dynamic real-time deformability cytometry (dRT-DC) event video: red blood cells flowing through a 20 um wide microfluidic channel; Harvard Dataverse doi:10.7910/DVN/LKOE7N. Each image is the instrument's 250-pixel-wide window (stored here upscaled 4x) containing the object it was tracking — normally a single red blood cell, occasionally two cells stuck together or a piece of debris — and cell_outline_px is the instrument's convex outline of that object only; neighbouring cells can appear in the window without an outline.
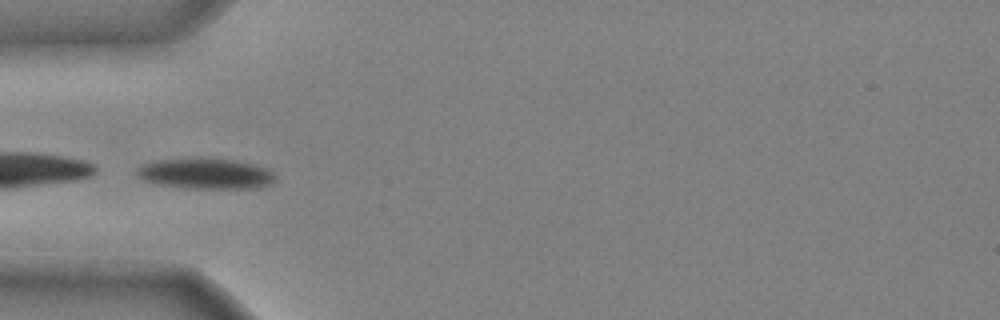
{"species": "common noctule bat (a hibernating species)", "species_latin": "Nyctalus noctula", "temperature_condition": "cold", "stored_images_in_passage": 34, "camera_frame_rate_fps": 3000, "um_per_image_px": 0.085, "animal": {"sex": "male", "body_mass_g": 20.4}, "frame": {"image": 1, "passage_image": 1, "time_ms": 0.0, "image_size_px": [1000, 320], "cell_outline_px": [[276, 180], [272, 184], [260, 188], [188, 188], [160, 184], [144, 180], [136, 176], [136, 168], [140, 164], [156, 160], [196, 156], [200, 156], [236, 160], [252, 164], [264, 168], [272, 172], [276, 176]], "centroid_in_image_um": [17.45, 14.73], "position_along_channel_um": 67.5, "area_um2": 25.37}}
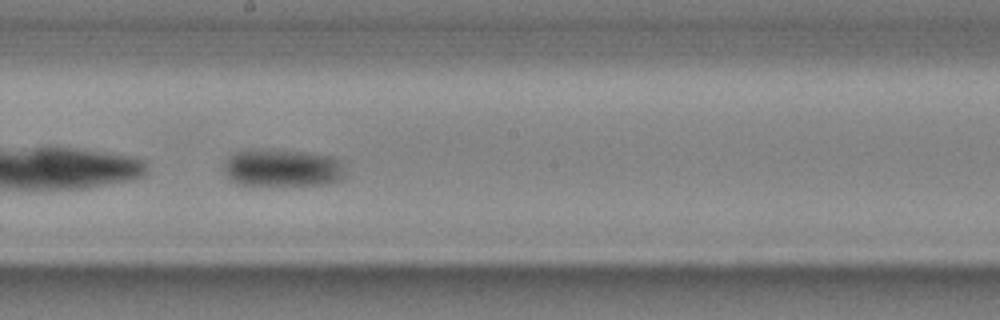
{"frame": {"image": 2, "passage_image": 13, "time_ms": 4.0, "image_size_px": [1000, 320], "cell_outline_px": [[344, 176], [340, 180], [328, 184], [240, 184], [228, 180], [224, 172], [224, 164], [228, 156], [232, 152], [252, 148], [304, 152], [332, 156], [340, 160]], "centroid_in_image_um": [23.94, 14.25], "position_along_channel_um": 224.3, "area_um2": 26.53}}
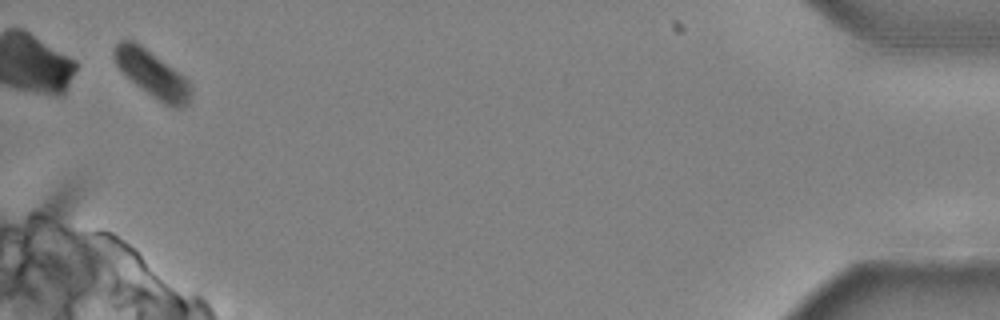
{"frame": {"image": 3, "passage_image": 33, "time_ms": 10.667, "image_size_px": [1000, 320], "cell_outline_px": [[192, 96], [188, 104], [184, 108], [172, 108], [164, 104], [152, 96], [136, 84], [116, 64], [112, 52], [116, 44], [120, 40], [132, 40], [140, 44], [184, 76], [188, 80], [192, 88]], "centroid_in_image_um": [12.99, 6.31], "position_along_channel_um": 422.2, "area_um2": 20.63}}